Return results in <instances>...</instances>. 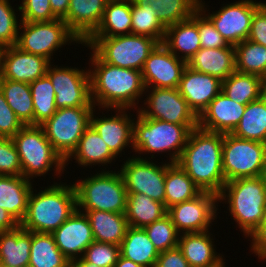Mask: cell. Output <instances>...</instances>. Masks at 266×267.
Listing matches in <instances>:
<instances>
[{"mask_svg":"<svg viewBox=\"0 0 266 267\" xmlns=\"http://www.w3.org/2000/svg\"><path fill=\"white\" fill-rule=\"evenodd\" d=\"M23 126L0 90V137L12 138Z\"/></svg>","mask_w":266,"mask_h":267,"instance_id":"obj_49","label":"cell"},{"mask_svg":"<svg viewBox=\"0 0 266 267\" xmlns=\"http://www.w3.org/2000/svg\"><path fill=\"white\" fill-rule=\"evenodd\" d=\"M0 175H22L19 155L12 138L0 137Z\"/></svg>","mask_w":266,"mask_h":267,"instance_id":"obj_47","label":"cell"},{"mask_svg":"<svg viewBox=\"0 0 266 267\" xmlns=\"http://www.w3.org/2000/svg\"><path fill=\"white\" fill-rule=\"evenodd\" d=\"M178 89L189 107L199 116L221 92L222 81L214 76L200 73L186 66L183 70Z\"/></svg>","mask_w":266,"mask_h":267,"instance_id":"obj_21","label":"cell"},{"mask_svg":"<svg viewBox=\"0 0 266 267\" xmlns=\"http://www.w3.org/2000/svg\"><path fill=\"white\" fill-rule=\"evenodd\" d=\"M150 160L132 156L123 162L119 172L127 193H141L165 205L166 161L158 165Z\"/></svg>","mask_w":266,"mask_h":267,"instance_id":"obj_13","label":"cell"},{"mask_svg":"<svg viewBox=\"0 0 266 267\" xmlns=\"http://www.w3.org/2000/svg\"><path fill=\"white\" fill-rule=\"evenodd\" d=\"M33 101V125H41L57 110L55 91L47 74L29 83Z\"/></svg>","mask_w":266,"mask_h":267,"instance_id":"obj_41","label":"cell"},{"mask_svg":"<svg viewBox=\"0 0 266 267\" xmlns=\"http://www.w3.org/2000/svg\"><path fill=\"white\" fill-rule=\"evenodd\" d=\"M70 267H98V266L86 262L83 258H78L76 260L70 261Z\"/></svg>","mask_w":266,"mask_h":267,"instance_id":"obj_56","label":"cell"},{"mask_svg":"<svg viewBox=\"0 0 266 267\" xmlns=\"http://www.w3.org/2000/svg\"><path fill=\"white\" fill-rule=\"evenodd\" d=\"M114 267H143V266L119 255L117 263L114 265Z\"/></svg>","mask_w":266,"mask_h":267,"instance_id":"obj_55","label":"cell"},{"mask_svg":"<svg viewBox=\"0 0 266 267\" xmlns=\"http://www.w3.org/2000/svg\"><path fill=\"white\" fill-rule=\"evenodd\" d=\"M32 232L20 225L13 230L0 232V265L3 267H28Z\"/></svg>","mask_w":266,"mask_h":267,"instance_id":"obj_28","label":"cell"},{"mask_svg":"<svg viewBox=\"0 0 266 267\" xmlns=\"http://www.w3.org/2000/svg\"><path fill=\"white\" fill-rule=\"evenodd\" d=\"M72 42L82 44L62 19L43 22L20 21L16 46L30 54L43 56L51 62L55 51Z\"/></svg>","mask_w":266,"mask_h":267,"instance_id":"obj_10","label":"cell"},{"mask_svg":"<svg viewBox=\"0 0 266 267\" xmlns=\"http://www.w3.org/2000/svg\"><path fill=\"white\" fill-rule=\"evenodd\" d=\"M246 105L240 104L222 91L198 116V127L221 134H231L238 125Z\"/></svg>","mask_w":266,"mask_h":267,"instance_id":"obj_22","label":"cell"},{"mask_svg":"<svg viewBox=\"0 0 266 267\" xmlns=\"http://www.w3.org/2000/svg\"><path fill=\"white\" fill-rule=\"evenodd\" d=\"M227 97L247 105L266 94V81L254 74L233 72L222 81V90Z\"/></svg>","mask_w":266,"mask_h":267,"instance_id":"obj_32","label":"cell"},{"mask_svg":"<svg viewBox=\"0 0 266 267\" xmlns=\"http://www.w3.org/2000/svg\"><path fill=\"white\" fill-rule=\"evenodd\" d=\"M32 187V182L22 175H0V208L6 210L19 224L26 215Z\"/></svg>","mask_w":266,"mask_h":267,"instance_id":"obj_27","label":"cell"},{"mask_svg":"<svg viewBox=\"0 0 266 267\" xmlns=\"http://www.w3.org/2000/svg\"><path fill=\"white\" fill-rule=\"evenodd\" d=\"M20 224L9 215V213L0 208V232L13 230Z\"/></svg>","mask_w":266,"mask_h":267,"instance_id":"obj_53","label":"cell"},{"mask_svg":"<svg viewBox=\"0 0 266 267\" xmlns=\"http://www.w3.org/2000/svg\"><path fill=\"white\" fill-rule=\"evenodd\" d=\"M28 267H70V261L58 249L52 233L32 232Z\"/></svg>","mask_w":266,"mask_h":267,"instance_id":"obj_37","label":"cell"},{"mask_svg":"<svg viewBox=\"0 0 266 267\" xmlns=\"http://www.w3.org/2000/svg\"><path fill=\"white\" fill-rule=\"evenodd\" d=\"M134 120L133 150L139 155L170 152L169 163H177L192 129L198 124H175L157 119L142 117L136 109Z\"/></svg>","mask_w":266,"mask_h":267,"instance_id":"obj_5","label":"cell"},{"mask_svg":"<svg viewBox=\"0 0 266 267\" xmlns=\"http://www.w3.org/2000/svg\"><path fill=\"white\" fill-rule=\"evenodd\" d=\"M202 190L193 182L178 163H166L165 207L182 203L198 196Z\"/></svg>","mask_w":266,"mask_h":267,"instance_id":"obj_34","label":"cell"},{"mask_svg":"<svg viewBox=\"0 0 266 267\" xmlns=\"http://www.w3.org/2000/svg\"><path fill=\"white\" fill-rule=\"evenodd\" d=\"M264 220L266 221V209H265V215H264Z\"/></svg>","mask_w":266,"mask_h":267,"instance_id":"obj_59","label":"cell"},{"mask_svg":"<svg viewBox=\"0 0 266 267\" xmlns=\"http://www.w3.org/2000/svg\"><path fill=\"white\" fill-rule=\"evenodd\" d=\"M95 107L59 108L40 126L54 150L65 161L76 149L84 131L90 126Z\"/></svg>","mask_w":266,"mask_h":267,"instance_id":"obj_9","label":"cell"},{"mask_svg":"<svg viewBox=\"0 0 266 267\" xmlns=\"http://www.w3.org/2000/svg\"><path fill=\"white\" fill-rule=\"evenodd\" d=\"M234 47L236 71L254 74L266 81V47L248 39Z\"/></svg>","mask_w":266,"mask_h":267,"instance_id":"obj_40","label":"cell"},{"mask_svg":"<svg viewBox=\"0 0 266 267\" xmlns=\"http://www.w3.org/2000/svg\"><path fill=\"white\" fill-rule=\"evenodd\" d=\"M91 51L89 67L93 68L88 70L94 106H99V109L131 108L130 112L132 108L136 109L139 99L145 94L141 71L110 65Z\"/></svg>","mask_w":266,"mask_h":267,"instance_id":"obj_1","label":"cell"},{"mask_svg":"<svg viewBox=\"0 0 266 267\" xmlns=\"http://www.w3.org/2000/svg\"><path fill=\"white\" fill-rule=\"evenodd\" d=\"M108 0H70L62 19L83 43L99 26Z\"/></svg>","mask_w":266,"mask_h":267,"instance_id":"obj_23","label":"cell"},{"mask_svg":"<svg viewBox=\"0 0 266 267\" xmlns=\"http://www.w3.org/2000/svg\"><path fill=\"white\" fill-rule=\"evenodd\" d=\"M261 5L262 2L254 0H240L206 14V11H209L206 10L208 6L205 5V1L199 0L198 8L212 21L225 41L235 46L247 40L254 13Z\"/></svg>","mask_w":266,"mask_h":267,"instance_id":"obj_12","label":"cell"},{"mask_svg":"<svg viewBox=\"0 0 266 267\" xmlns=\"http://www.w3.org/2000/svg\"><path fill=\"white\" fill-rule=\"evenodd\" d=\"M81 212H84L90 221L94 241L120 246L129 227L124 213L98 210Z\"/></svg>","mask_w":266,"mask_h":267,"instance_id":"obj_31","label":"cell"},{"mask_svg":"<svg viewBox=\"0 0 266 267\" xmlns=\"http://www.w3.org/2000/svg\"><path fill=\"white\" fill-rule=\"evenodd\" d=\"M120 255V246L112 243L93 241L82 258L98 267H114Z\"/></svg>","mask_w":266,"mask_h":267,"instance_id":"obj_45","label":"cell"},{"mask_svg":"<svg viewBox=\"0 0 266 267\" xmlns=\"http://www.w3.org/2000/svg\"><path fill=\"white\" fill-rule=\"evenodd\" d=\"M104 170L106 169L73 182L77 195V209L125 214L127 191L122 175L119 171Z\"/></svg>","mask_w":266,"mask_h":267,"instance_id":"obj_7","label":"cell"},{"mask_svg":"<svg viewBox=\"0 0 266 267\" xmlns=\"http://www.w3.org/2000/svg\"><path fill=\"white\" fill-rule=\"evenodd\" d=\"M166 214L163 203L141 193H127L125 216L130 227L144 228Z\"/></svg>","mask_w":266,"mask_h":267,"instance_id":"obj_35","label":"cell"},{"mask_svg":"<svg viewBox=\"0 0 266 267\" xmlns=\"http://www.w3.org/2000/svg\"><path fill=\"white\" fill-rule=\"evenodd\" d=\"M144 230L159 253L178 247L180 233L168 214L145 226Z\"/></svg>","mask_w":266,"mask_h":267,"instance_id":"obj_43","label":"cell"},{"mask_svg":"<svg viewBox=\"0 0 266 267\" xmlns=\"http://www.w3.org/2000/svg\"><path fill=\"white\" fill-rule=\"evenodd\" d=\"M154 267H190L181 250L176 247L159 253Z\"/></svg>","mask_w":266,"mask_h":267,"instance_id":"obj_51","label":"cell"},{"mask_svg":"<svg viewBox=\"0 0 266 267\" xmlns=\"http://www.w3.org/2000/svg\"><path fill=\"white\" fill-rule=\"evenodd\" d=\"M162 44L175 56L188 63L201 49L197 28V10L188 20L167 26Z\"/></svg>","mask_w":266,"mask_h":267,"instance_id":"obj_25","label":"cell"},{"mask_svg":"<svg viewBox=\"0 0 266 267\" xmlns=\"http://www.w3.org/2000/svg\"><path fill=\"white\" fill-rule=\"evenodd\" d=\"M260 177L265 181L266 183V155L264 158V163H263V167H262V171H261V175Z\"/></svg>","mask_w":266,"mask_h":267,"instance_id":"obj_57","label":"cell"},{"mask_svg":"<svg viewBox=\"0 0 266 267\" xmlns=\"http://www.w3.org/2000/svg\"><path fill=\"white\" fill-rule=\"evenodd\" d=\"M248 237L252 239L251 252L253 251L252 253L256 254L260 261H266V221L263 220Z\"/></svg>","mask_w":266,"mask_h":267,"instance_id":"obj_52","label":"cell"},{"mask_svg":"<svg viewBox=\"0 0 266 267\" xmlns=\"http://www.w3.org/2000/svg\"><path fill=\"white\" fill-rule=\"evenodd\" d=\"M218 202V195L202 191L195 198L168 208L167 214L180 234L205 232L217 219Z\"/></svg>","mask_w":266,"mask_h":267,"instance_id":"obj_16","label":"cell"},{"mask_svg":"<svg viewBox=\"0 0 266 267\" xmlns=\"http://www.w3.org/2000/svg\"><path fill=\"white\" fill-rule=\"evenodd\" d=\"M116 157L109 150L108 145L104 142L101 136L90 125L80 138L76 149L65 160V168L69 164L70 160L74 159L80 166H96L101 164L102 166H108L112 164V160H116ZM104 164V165H103Z\"/></svg>","mask_w":266,"mask_h":267,"instance_id":"obj_29","label":"cell"},{"mask_svg":"<svg viewBox=\"0 0 266 267\" xmlns=\"http://www.w3.org/2000/svg\"><path fill=\"white\" fill-rule=\"evenodd\" d=\"M69 2L70 0H50L52 12L58 19H63L67 15Z\"/></svg>","mask_w":266,"mask_h":267,"instance_id":"obj_54","label":"cell"},{"mask_svg":"<svg viewBox=\"0 0 266 267\" xmlns=\"http://www.w3.org/2000/svg\"><path fill=\"white\" fill-rule=\"evenodd\" d=\"M210 234L209 231L180 234L178 248L190 267H223L225 265L223 255L216 252V247H214L216 245Z\"/></svg>","mask_w":266,"mask_h":267,"instance_id":"obj_24","label":"cell"},{"mask_svg":"<svg viewBox=\"0 0 266 267\" xmlns=\"http://www.w3.org/2000/svg\"><path fill=\"white\" fill-rule=\"evenodd\" d=\"M186 66L185 61L158 44L141 70L145 88H178Z\"/></svg>","mask_w":266,"mask_h":267,"instance_id":"obj_17","label":"cell"},{"mask_svg":"<svg viewBox=\"0 0 266 267\" xmlns=\"http://www.w3.org/2000/svg\"><path fill=\"white\" fill-rule=\"evenodd\" d=\"M231 134L266 144V94L246 105L241 120Z\"/></svg>","mask_w":266,"mask_h":267,"instance_id":"obj_36","label":"cell"},{"mask_svg":"<svg viewBox=\"0 0 266 267\" xmlns=\"http://www.w3.org/2000/svg\"><path fill=\"white\" fill-rule=\"evenodd\" d=\"M187 66L223 81L236 71L235 47L229 44L217 49L201 48L188 61Z\"/></svg>","mask_w":266,"mask_h":267,"instance_id":"obj_26","label":"cell"},{"mask_svg":"<svg viewBox=\"0 0 266 267\" xmlns=\"http://www.w3.org/2000/svg\"><path fill=\"white\" fill-rule=\"evenodd\" d=\"M132 34L143 35L163 43L166 27L157 18V12L150 5L139 6L132 0Z\"/></svg>","mask_w":266,"mask_h":267,"instance_id":"obj_42","label":"cell"},{"mask_svg":"<svg viewBox=\"0 0 266 267\" xmlns=\"http://www.w3.org/2000/svg\"><path fill=\"white\" fill-rule=\"evenodd\" d=\"M52 234L58 249L69 261L82 258L94 241L90 221L78 209Z\"/></svg>","mask_w":266,"mask_h":267,"instance_id":"obj_20","label":"cell"},{"mask_svg":"<svg viewBox=\"0 0 266 267\" xmlns=\"http://www.w3.org/2000/svg\"><path fill=\"white\" fill-rule=\"evenodd\" d=\"M159 43L148 36L120 35L88 37L82 45L92 49L104 62L120 68L141 71L149 54Z\"/></svg>","mask_w":266,"mask_h":267,"instance_id":"obj_8","label":"cell"},{"mask_svg":"<svg viewBox=\"0 0 266 267\" xmlns=\"http://www.w3.org/2000/svg\"><path fill=\"white\" fill-rule=\"evenodd\" d=\"M132 0H108L97 29L89 37L132 34Z\"/></svg>","mask_w":266,"mask_h":267,"instance_id":"obj_30","label":"cell"},{"mask_svg":"<svg viewBox=\"0 0 266 267\" xmlns=\"http://www.w3.org/2000/svg\"><path fill=\"white\" fill-rule=\"evenodd\" d=\"M247 39L266 47V8L263 5L254 13Z\"/></svg>","mask_w":266,"mask_h":267,"instance_id":"obj_50","label":"cell"},{"mask_svg":"<svg viewBox=\"0 0 266 267\" xmlns=\"http://www.w3.org/2000/svg\"><path fill=\"white\" fill-rule=\"evenodd\" d=\"M22 22H43L58 19L52 12L50 0H22L18 5Z\"/></svg>","mask_w":266,"mask_h":267,"instance_id":"obj_46","label":"cell"},{"mask_svg":"<svg viewBox=\"0 0 266 267\" xmlns=\"http://www.w3.org/2000/svg\"><path fill=\"white\" fill-rule=\"evenodd\" d=\"M146 93L148 95L142 106H147L137 110L142 117L175 124H198V116L178 88H145V96Z\"/></svg>","mask_w":266,"mask_h":267,"instance_id":"obj_15","label":"cell"},{"mask_svg":"<svg viewBox=\"0 0 266 267\" xmlns=\"http://www.w3.org/2000/svg\"><path fill=\"white\" fill-rule=\"evenodd\" d=\"M12 140L19 155L24 178L31 180L33 177L48 174L50 170H55L54 175L59 177L64 174L65 161L54 150L41 126H23Z\"/></svg>","mask_w":266,"mask_h":267,"instance_id":"obj_6","label":"cell"},{"mask_svg":"<svg viewBox=\"0 0 266 267\" xmlns=\"http://www.w3.org/2000/svg\"><path fill=\"white\" fill-rule=\"evenodd\" d=\"M116 111V115L110 117H96L93 110L90 125L108 145L111 153L118 158L119 154L128 146L133 150L134 119L127 114L129 109H107ZM127 111V112H126ZM118 112V113H117ZM132 118V119H131ZM131 145V146H130Z\"/></svg>","mask_w":266,"mask_h":267,"instance_id":"obj_19","label":"cell"},{"mask_svg":"<svg viewBox=\"0 0 266 267\" xmlns=\"http://www.w3.org/2000/svg\"><path fill=\"white\" fill-rule=\"evenodd\" d=\"M1 52H2V48H0V63H1Z\"/></svg>","mask_w":266,"mask_h":267,"instance_id":"obj_58","label":"cell"},{"mask_svg":"<svg viewBox=\"0 0 266 267\" xmlns=\"http://www.w3.org/2000/svg\"><path fill=\"white\" fill-rule=\"evenodd\" d=\"M0 90L3 92L7 104L14 111L24 126L33 125V101L30 85L3 79L0 76Z\"/></svg>","mask_w":266,"mask_h":267,"instance_id":"obj_38","label":"cell"},{"mask_svg":"<svg viewBox=\"0 0 266 267\" xmlns=\"http://www.w3.org/2000/svg\"><path fill=\"white\" fill-rule=\"evenodd\" d=\"M120 255L143 267H154L159 252L144 228L128 227L120 244Z\"/></svg>","mask_w":266,"mask_h":267,"instance_id":"obj_33","label":"cell"},{"mask_svg":"<svg viewBox=\"0 0 266 267\" xmlns=\"http://www.w3.org/2000/svg\"><path fill=\"white\" fill-rule=\"evenodd\" d=\"M50 63L43 56L30 54L13 45L2 48L0 76L29 84L44 76Z\"/></svg>","mask_w":266,"mask_h":267,"instance_id":"obj_18","label":"cell"},{"mask_svg":"<svg viewBox=\"0 0 266 267\" xmlns=\"http://www.w3.org/2000/svg\"><path fill=\"white\" fill-rule=\"evenodd\" d=\"M10 0H0V48L16 45L20 23Z\"/></svg>","mask_w":266,"mask_h":267,"instance_id":"obj_44","label":"cell"},{"mask_svg":"<svg viewBox=\"0 0 266 267\" xmlns=\"http://www.w3.org/2000/svg\"><path fill=\"white\" fill-rule=\"evenodd\" d=\"M139 6L150 5L165 26L188 20L198 9L199 0H134Z\"/></svg>","mask_w":266,"mask_h":267,"instance_id":"obj_39","label":"cell"},{"mask_svg":"<svg viewBox=\"0 0 266 267\" xmlns=\"http://www.w3.org/2000/svg\"><path fill=\"white\" fill-rule=\"evenodd\" d=\"M266 144L223 134L222 169L225 182L261 175Z\"/></svg>","mask_w":266,"mask_h":267,"instance_id":"obj_11","label":"cell"},{"mask_svg":"<svg viewBox=\"0 0 266 267\" xmlns=\"http://www.w3.org/2000/svg\"><path fill=\"white\" fill-rule=\"evenodd\" d=\"M32 188L27 212L20 226L29 232L53 233L76 210L77 195L74 184L61 182L45 187L40 192Z\"/></svg>","mask_w":266,"mask_h":267,"instance_id":"obj_3","label":"cell"},{"mask_svg":"<svg viewBox=\"0 0 266 267\" xmlns=\"http://www.w3.org/2000/svg\"><path fill=\"white\" fill-rule=\"evenodd\" d=\"M53 66V67H52ZM46 74L54 91L56 108L95 107L91 99L89 70L49 64Z\"/></svg>","mask_w":266,"mask_h":267,"instance_id":"obj_14","label":"cell"},{"mask_svg":"<svg viewBox=\"0 0 266 267\" xmlns=\"http://www.w3.org/2000/svg\"><path fill=\"white\" fill-rule=\"evenodd\" d=\"M218 201L229 204V213L243 235L248 237L264 220L266 183L260 176L228 181L218 195Z\"/></svg>","mask_w":266,"mask_h":267,"instance_id":"obj_4","label":"cell"},{"mask_svg":"<svg viewBox=\"0 0 266 267\" xmlns=\"http://www.w3.org/2000/svg\"><path fill=\"white\" fill-rule=\"evenodd\" d=\"M223 134L200 127L191 130L178 164L205 192L219 195L225 185L222 169Z\"/></svg>","mask_w":266,"mask_h":267,"instance_id":"obj_2","label":"cell"},{"mask_svg":"<svg viewBox=\"0 0 266 267\" xmlns=\"http://www.w3.org/2000/svg\"><path fill=\"white\" fill-rule=\"evenodd\" d=\"M197 28L199 31L201 48L217 49L229 45L215 29L212 21L199 8L197 9Z\"/></svg>","mask_w":266,"mask_h":267,"instance_id":"obj_48","label":"cell"}]
</instances>
